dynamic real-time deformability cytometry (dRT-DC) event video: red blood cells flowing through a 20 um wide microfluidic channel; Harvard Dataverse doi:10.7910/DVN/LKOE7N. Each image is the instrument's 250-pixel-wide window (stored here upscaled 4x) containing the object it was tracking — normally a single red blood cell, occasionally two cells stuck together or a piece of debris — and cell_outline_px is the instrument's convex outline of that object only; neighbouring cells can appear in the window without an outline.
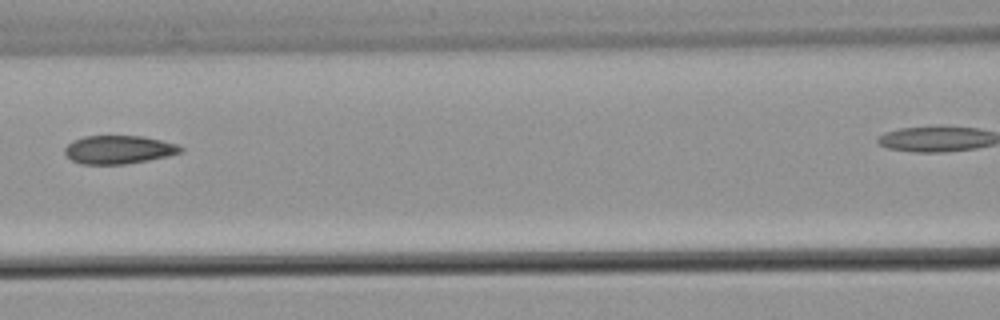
{"species": "common noctule bat (a hibernating species)", "species_latin": "Nyctalus noctula", "temperature_condition": "warm", "stored_images_in_passage": 9, "camera_frame_rate_fps": 3000, "um_per_image_px": 0.085, "animal": {"sex": "male", "body_mass_g": 21.5, "forearm_length_mm": 52.0}, "frame": {"image": 1, "passage_image": 3, "time_ms": 3.0, "image_size_px": [1000, 320], "cell_outline_px": [[184, 148], [180, 152], [168, 156], [148, 160], [124, 164], [80, 164], [72, 160], [64, 152], [64, 148], [72, 140], [84, 136], [144, 136], [176, 144]], "centroid_in_image_um": [10.06, 12.71], "position_along_channel_um": 156.5, "area_um2": 19.07}}